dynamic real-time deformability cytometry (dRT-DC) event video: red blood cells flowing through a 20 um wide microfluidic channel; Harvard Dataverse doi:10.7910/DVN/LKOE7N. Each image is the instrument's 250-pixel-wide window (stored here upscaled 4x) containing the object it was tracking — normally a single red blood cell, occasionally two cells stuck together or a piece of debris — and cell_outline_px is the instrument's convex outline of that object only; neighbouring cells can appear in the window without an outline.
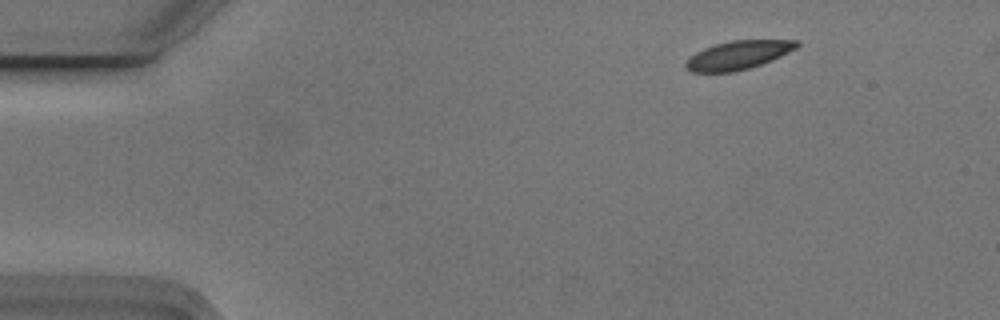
{"species": "Egyptian fruit bat (a non-hibernating species)", "species_latin": "Rousettus aegyptiacus", "temperature_condition": "cold", "stored_images_in_passage": 4, "camera_frame_rate_fps": 3000, "um_per_image_px": 0.085, "animal": {"sex": "male"}, "frame": {"image": 1, "passage_image": 1, "time_ms": 0.0, "image_size_px": [1000, 320], "cell_outline_px": [[800, 44], [796, 48], [772, 60], [748, 68], [732, 72], [692, 72], [684, 68], [684, 64], [696, 52], [704, 48], [716, 44], [732, 40], [800, 40]], "centroid_in_image_um": [62.74, 4.68], "position_along_channel_um": 22.3, "area_um2": 18.32}}
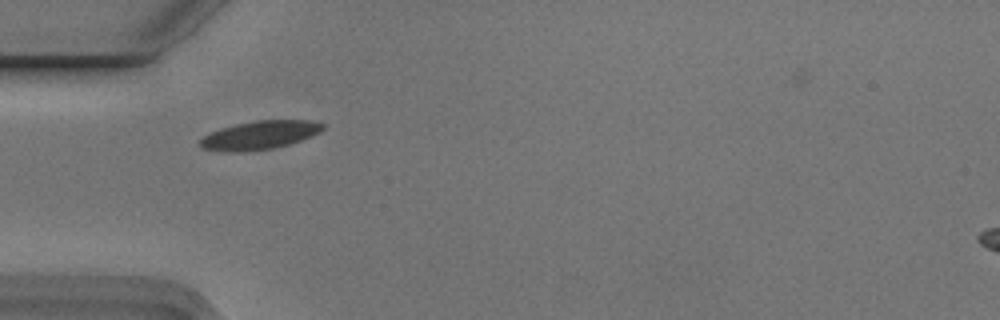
{"frame": {"image": 2, "passage_image": 4, "time_ms": 1.0, "image_size_px": [1000, 320], "cell_outline_px": [[324, 128], [320, 132], [312, 136], [288, 144], [272, 148], [244, 152], [228, 152], [200, 148], [196, 144], [208, 132], [220, 128], [236, 124], [256, 120], [312, 120], [324, 124]], "centroid_in_image_um": [22.02, 11.48], "position_along_channel_um": 63.0, "area_um2": 20.58}}